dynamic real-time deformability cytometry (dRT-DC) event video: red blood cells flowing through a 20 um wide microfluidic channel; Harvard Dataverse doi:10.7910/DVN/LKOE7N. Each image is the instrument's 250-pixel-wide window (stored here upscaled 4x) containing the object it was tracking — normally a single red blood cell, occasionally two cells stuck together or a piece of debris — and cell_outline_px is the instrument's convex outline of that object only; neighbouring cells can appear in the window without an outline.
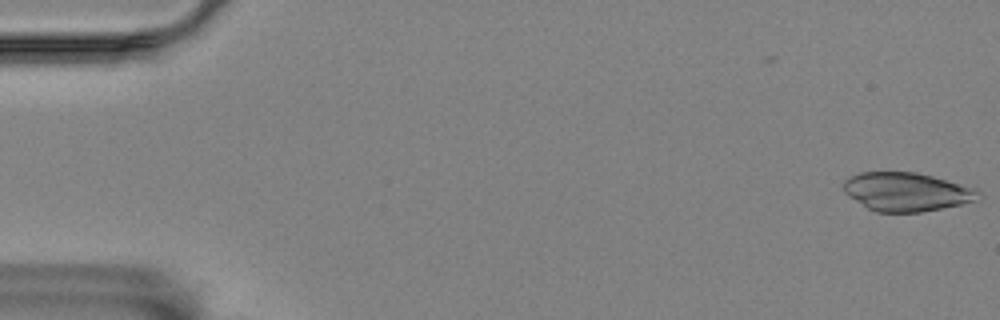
{"species": "Egyptian fruit bat (a non-hibernating species)", "species_latin": "Rousettus aegyptiacus", "temperature_condition": "room temperature", "stored_images_in_passage": 56, "camera_frame_rate_fps": 3000, "um_per_image_px": 0.085, "animal": {"sex": "female"}, "frame": {"image": 1, "passage_image": 1, "time_ms": 0.0, "image_size_px": [1000, 320], "cell_outline_px": [[980, 200], [920, 212], [876, 212], [868, 208], [848, 196], [844, 192], [844, 180], [848, 176], [860, 172], [916, 172], [932, 176], [976, 188], [980, 192]], "centroid_in_image_um": [77.05, 16.3], "position_along_channel_um": 8.0, "area_um2": 30.35}}
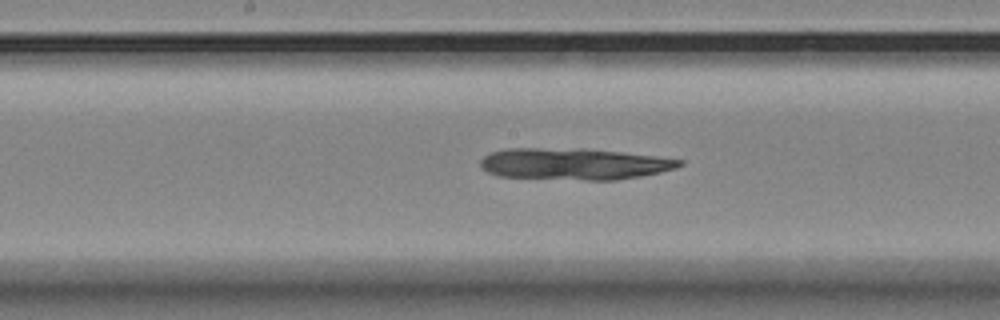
{"frame": {"image": 2, "passage_image": 29, "time_ms": 9.333, "image_size_px": [1000, 320], "cell_outline_px": [[684, 164], [676, 168], [660, 172], [640, 176], [616, 180], [584, 180], [496, 176], [488, 172], [480, 164], [480, 160], [484, 156], [492, 152], [508, 148], [584, 148], [656, 156], [684, 160]], "centroid_in_image_um": [48.8, 13.93], "position_along_channel_um": 199.4, "area_um2": 36.7}}
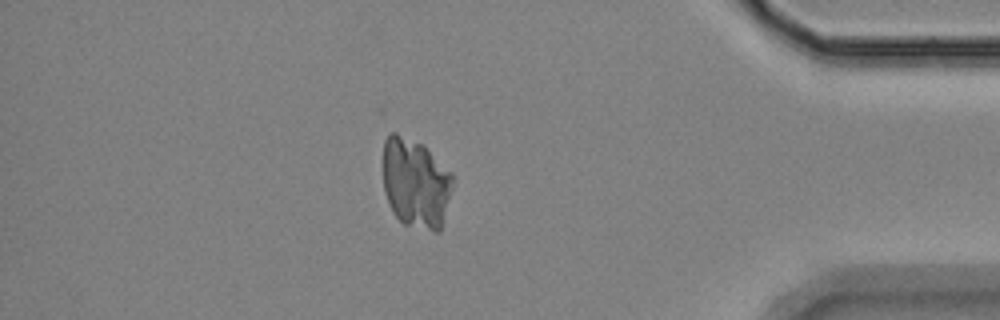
{"frame": {"image": 3, "passage_image": 49, "time_ms": 16.0, "image_size_px": [1000, 320], "cell_outline_px": [[452, 184], [440, 232], [432, 232], [404, 224], [392, 212], [384, 192], [384, 140], [392, 132], [396, 132], [424, 144], [452, 172]], "centroid_in_image_um": [35.33, 15.55], "position_along_channel_um": 399.9, "area_um2": 36.59}}